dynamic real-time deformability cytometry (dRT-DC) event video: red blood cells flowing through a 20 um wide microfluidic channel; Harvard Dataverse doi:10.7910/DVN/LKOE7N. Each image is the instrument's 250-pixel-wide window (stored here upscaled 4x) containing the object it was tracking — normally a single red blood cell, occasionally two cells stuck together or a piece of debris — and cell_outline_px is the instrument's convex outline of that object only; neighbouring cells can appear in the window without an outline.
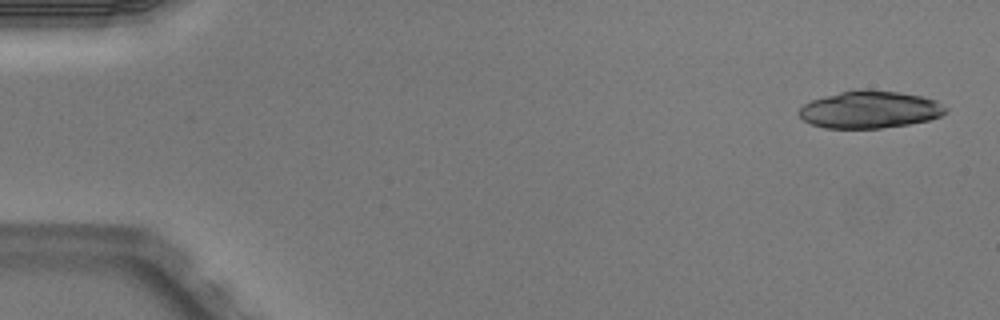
{"species": "Egyptian fruit bat (a non-hibernating species)", "species_latin": "Rousettus aegyptiacus", "temperature_condition": "warm", "stored_images_in_passage": 5, "camera_frame_rate_fps": 3000, "um_per_image_px": 0.085, "animal": {"sex": "male"}, "frame": {"image": 1, "passage_image": 1, "time_ms": 0.0, "image_size_px": [1000, 320], "cell_outline_px": [[948, 108], [940, 116], [928, 120], [908, 124], [880, 128], [824, 128], [812, 124], [804, 120], [800, 116], [800, 108], [804, 104], [812, 100], [824, 96], [840, 92], [860, 88], [868, 88], [900, 92], [924, 96], [936, 100]], "centroid_in_image_um": [73.95, 9.29], "position_along_channel_um": 11.0, "area_um2": 31.96}}
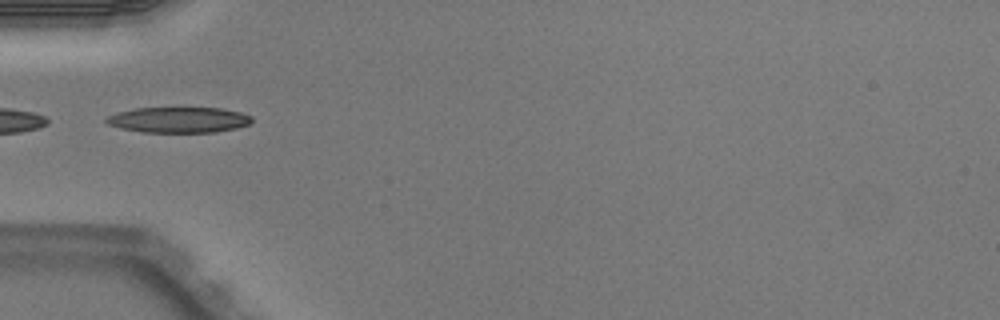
{"frame": {"image": 2, "passage_image": 5, "time_ms": 1.333, "image_size_px": [1000, 320], "cell_outline_px": [[252, 120], [248, 124], [236, 128], [212, 132], [140, 132], [120, 128], [108, 124], [104, 120], [108, 116], [116, 112], [132, 108], [220, 108], [240, 112], [252, 116]], "centroid_in_image_um": [15.14, 10.18], "position_along_channel_um": 69.9, "area_um2": 21.73}}